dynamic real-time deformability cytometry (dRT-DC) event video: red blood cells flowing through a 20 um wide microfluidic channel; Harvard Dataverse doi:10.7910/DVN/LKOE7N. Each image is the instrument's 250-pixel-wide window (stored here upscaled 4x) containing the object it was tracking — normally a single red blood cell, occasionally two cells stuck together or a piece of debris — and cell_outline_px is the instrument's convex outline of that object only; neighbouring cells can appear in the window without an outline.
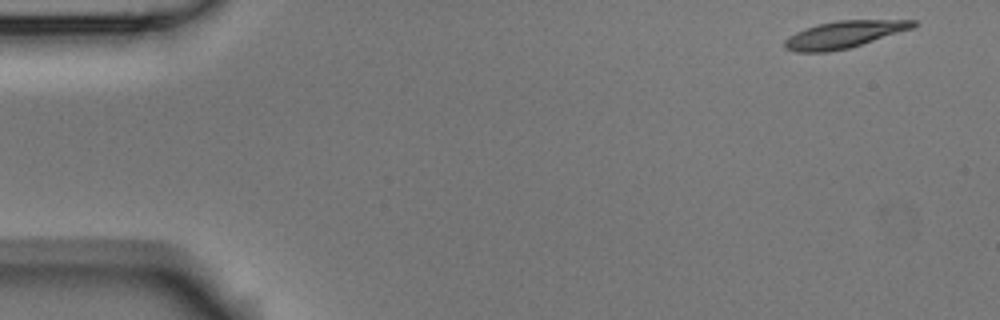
{"species": "Egyptian fruit bat (a non-hibernating species)", "species_latin": "Rousettus aegyptiacus", "temperature_condition": "room temperature", "stored_images_in_passage": 51, "camera_frame_rate_fps": 3000, "um_per_image_px": 0.085, "animal": {"sex": "male"}, "frame": {"image": 1, "passage_image": 1, "time_ms": 0.0, "image_size_px": [1000, 320], "cell_outline_px": [[920, 24], [912, 28], [848, 48], [828, 52], [796, 52], [784, 48], [784, 40], [788, 36], [796, 32], [816, 24], [836, 20], [916, 20]], "centroid_in_image_um": [71.7, 2.92], "position_along_channel_um": 13.3, "area_um2": 20.17}}
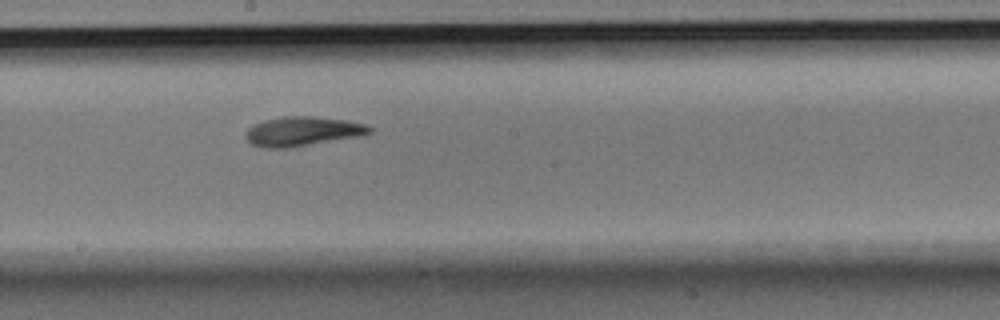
{"frame": {"image": 2, "passage_image": 27, "time_ms": 8.667, "image_size_px": [1000, 320], "cell_outline_px": [[372, 132], [364, 136], [288, 148], [260, 148], [252, 144], [244, 136], [248, 128], [264, 120], [284, 116], [312, 116], [348, 120], [364, 124], [372, 128]], "centroid_in_image_um": [25.74, 11.17], "position_along_channel_um": 222.5, "area_um2": 21.44}}
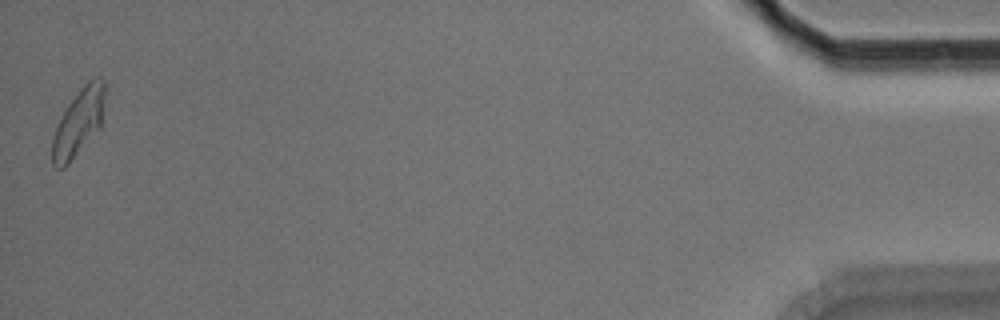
{"frame": {"image": 3, "passage_image": 51, "time_ms": 16.667, "image_size_px": [1000, 320], "cell_outline_px": [[104, 96], [100, 128], [68, 164], [64, 168], [56, 168], [52, 164], [52, 140], [56, 128], [68, 104], [80, 88], [92, 76], [100, 76], [104, 80]], "centroid_in_image_um": [6.68, 10.39], "position_along_channel_um": 428.5, "area_um2": 20.29}, "authors_computed_cell_mechanics": {"area_um2": 20.2878, "velocity_mm_per_s": 3.7358, "shape_relaxation_time_tau1_ms": 5.075, "shape_relaxation_time_tau2_ms": 4.3307, "deformation_change_tau1": 0.1846, "deformation_change_tau2": 0.1008}}